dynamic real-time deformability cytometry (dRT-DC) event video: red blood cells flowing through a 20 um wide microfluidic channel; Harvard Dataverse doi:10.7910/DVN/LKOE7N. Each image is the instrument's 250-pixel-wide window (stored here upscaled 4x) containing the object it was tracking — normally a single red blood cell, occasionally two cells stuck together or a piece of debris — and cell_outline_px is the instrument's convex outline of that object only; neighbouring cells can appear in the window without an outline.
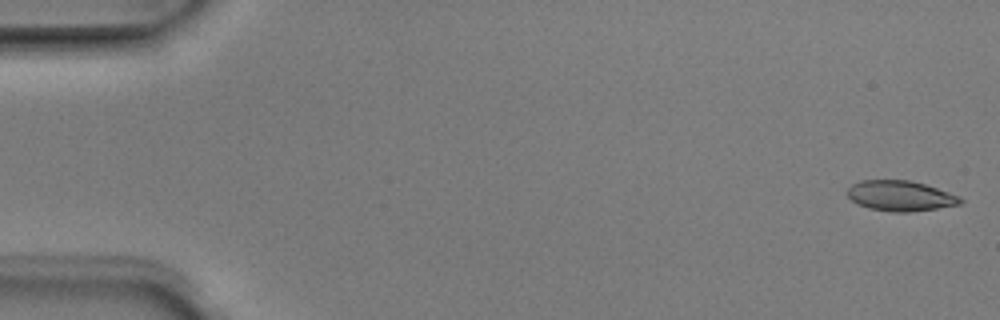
{"species": "Egyptian fruit bat (a non-hibernating species)", "species_latin": "Rousettus aegyptiacus", "temperature_condition": "room temperature", "stored_images_in_passage": 6, "camera_frame_rate_fps": 3000, "um_per_image_px": 0.085, "animal": {"sex": "male"}, "frame": {"image": 1, "passage_image": 1, "time_ms": 0.0, "image_size_px": [1000, 320], "cell_outline_px": [[964, 200], [960, 204], [936, 208], [908, 212], [892, 212], [868, 208], [856, 204], [848, 196], [848, 188], [852, 184], [860, 180], [912, 180], [960, 196]], "centroid_in_image_um": [76.51, 16.64], "position_along_channel_um": 8.5, "area_um2": 19.94}}
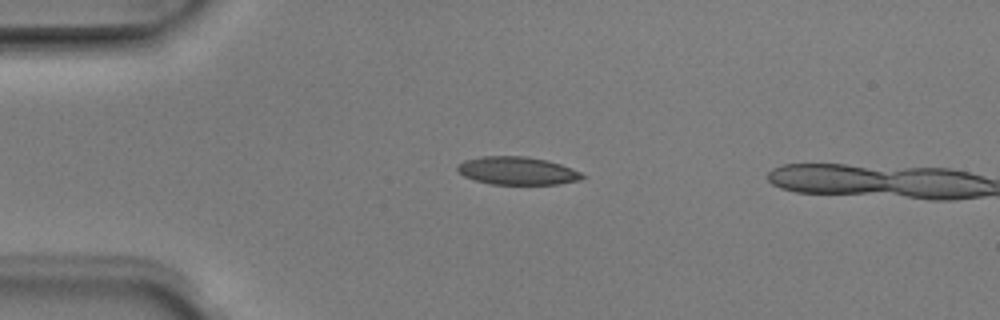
{"frame": {"image": 2, "passage_image": 4, "time_ms": 1.0, "image_size_px": [1000, 320], "cell_outline_px": [[584, 176], [580, 180], [560, 184], [492, 184], [476, 180], [464, 176], [456, 168], [456, 164], [464, 160], [484, 156], [524, 156], [548, 160], [572, 168], [580, 172]], "centroid_in_image_um": [43.96, 14.51], "position_along_channel_um": 41.0, "area_um2": 20.29}}